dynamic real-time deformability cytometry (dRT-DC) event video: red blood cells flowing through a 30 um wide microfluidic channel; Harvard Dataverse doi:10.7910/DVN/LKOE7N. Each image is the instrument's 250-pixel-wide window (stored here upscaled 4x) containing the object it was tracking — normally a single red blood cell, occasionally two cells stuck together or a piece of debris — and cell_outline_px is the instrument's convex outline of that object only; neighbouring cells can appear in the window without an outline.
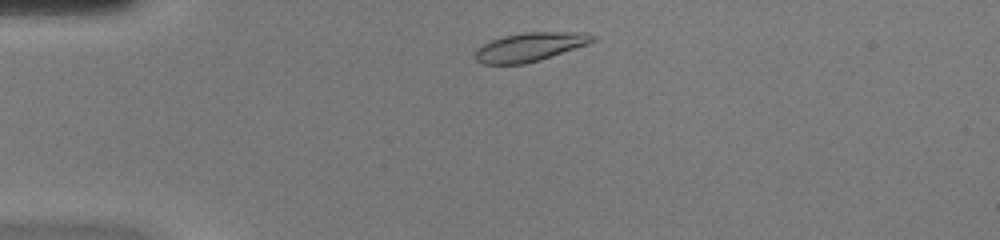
{"species": "common noctule bat (a hibernating species)", "species_latin": "Nyctalus noctula", "temperature_condition": "warm", "stored_images_in_passage": 40, "camera_frame_rate_fps": 3000, "um_per_image_px": 0.085, "animal": {"sex": "female", "body_mass_g": 20.0, "forearm_length_mm": 54.0}, "frame": {"image": 1, "passage_image": 3, "time_ms": 0.667, "image_size_px": [1000, 240], "cell_outline_px": [[596, 40], [588, 44], [540, 60], [524, 64], [480, 64], [472, 56], [476, 48], [492, 40], [504, 36], [524, 32], [580, 32], [596, 36]], "centroid_in_image_um": [45.01, 4.0], "position_along_channel_um": 40.0, "area_um2": 19.77}}
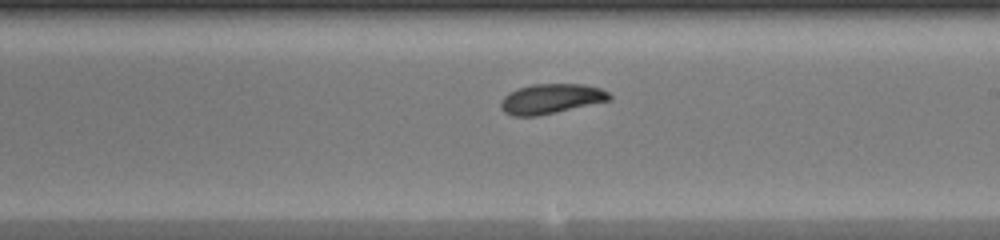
{"frame": {"image": 2, "passage_image": 20, "time_ms": 6.333, "image_size_px": [1000, 240], "cell_outline_px": [[612, 100], [556, 112], [536, 116], [512, 116], [504, 112], [500, 108], [500, 100], [508, 92], [516, 88], [532, 84], [584, 84], [600, 88], [608, 92], [612, 96]], "centroid_in_image_um": [46.81, 8.39], "position_along_channel_um": 242.2, "area_um2": 19.13}}
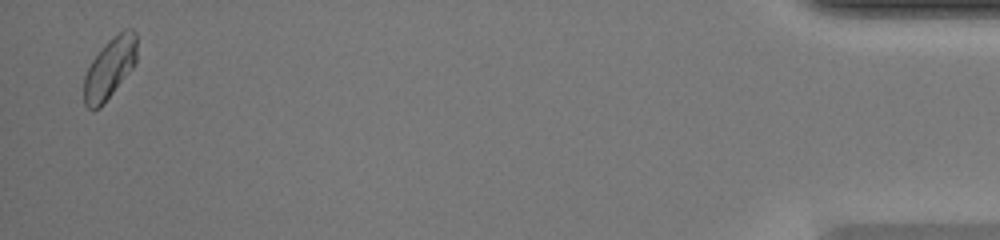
{"frame": {"image": 3, "passage_image": 39, "time_ms": 12.667, "image_size_px": [1000, 240], "cell_outline_px": [[136, 64], [104, 104], [100, 108], [88, 108], [84, 104], [84, 76], [92, 60], [104, 44], [112, 36], [124, 28], [132, 28], [136, 32]], "centroid_in_image_um": [9.34, 5.77], "position_along_channel_um": 425.9, "area_um2": 18.9}, "authors_computed_cell_mechanics": {"area_um2": 18.9006, "velocity_mm_per_s": 4.2292, "shape_relaxation_time_tau1_ms": 8.2329, "shape_relaxation_time_tau2_ms": 1.6852, "deformation_change_tau1": 0.1825, "deformation_change_tau2": 0.0443}}